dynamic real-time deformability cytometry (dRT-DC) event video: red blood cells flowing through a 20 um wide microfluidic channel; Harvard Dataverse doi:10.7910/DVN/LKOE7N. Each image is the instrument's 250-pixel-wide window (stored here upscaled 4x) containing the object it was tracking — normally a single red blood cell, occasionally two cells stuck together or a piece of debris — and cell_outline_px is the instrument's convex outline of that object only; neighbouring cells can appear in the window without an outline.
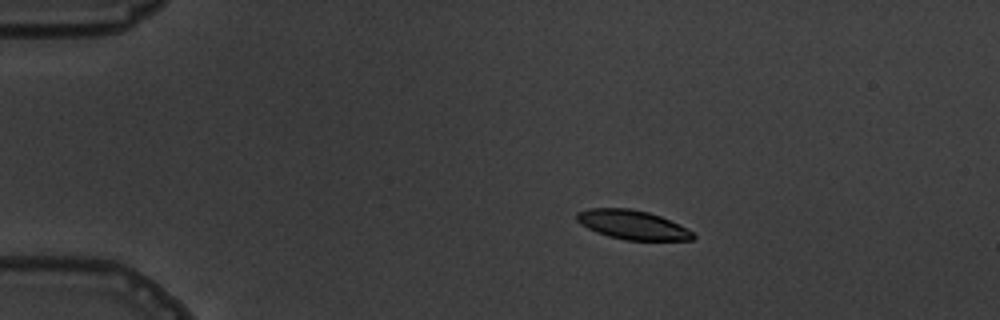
{"species": "common noctule bat (a hibernating species)", "species_latin": "Nyctalus noctula", "temperature_condition": "warm", "stored_images_in_passage": 7, "camera_frame_rate_fps": 3000, "um_per_image_px": 0.085, "animal": {"sex": "male", "body_mass_g": 19.5, "forearm_length_mm": 54.6}, "frame": {"image": 1, "passage_image": 3, "time_ms": 2.333, "image_size_px": [1000, 320], "cell_outline_px": [[696, 236], [692, 240], [624, 240], [608, 236], [596, 232], [580, 224], [576, 220], [576, 212], [588, 208], [628, 208], [648, 212], [660, 216], [692, 232]], "centroid_in_image_um": [53.69, 19.1], "position_along_channel_um": 31.3, "area_um2": 19.59}}